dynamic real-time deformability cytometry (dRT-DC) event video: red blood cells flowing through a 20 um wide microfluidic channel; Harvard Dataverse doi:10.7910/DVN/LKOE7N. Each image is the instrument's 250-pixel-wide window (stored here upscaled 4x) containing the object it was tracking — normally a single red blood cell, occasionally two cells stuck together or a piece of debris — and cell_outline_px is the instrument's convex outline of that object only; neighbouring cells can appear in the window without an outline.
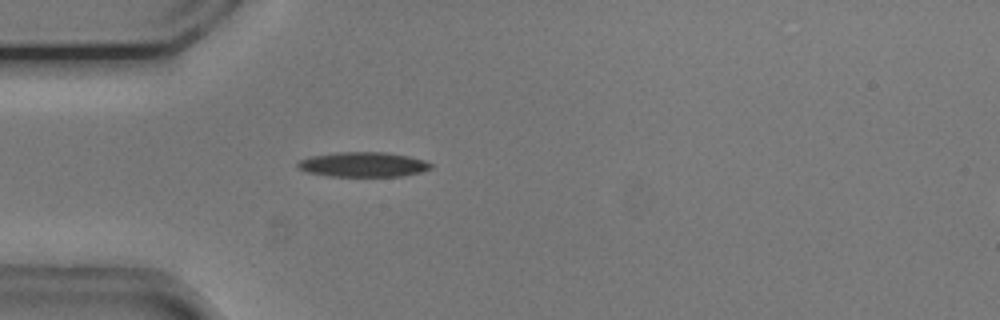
{"species": "common noctule bat (a hibernating species)", "species_latin": "Nyctalus noctula", "temperature_condition": "cold", "stored_images_in_passage": 52, "camera_frame_rate_fps": 3000, "um_per_image_px": 0.085, "animal": {"sex": "male", "body_mass_g": 20.5, "forearm_length_mm": 52.5}, "frame": {"image": 1, "passage_image": 14, "time_ms": 4.333, "image_size_px": [1000, 320], "cell_outline_px": [[432, 168], [420, 172], [400, 176], [328, 176], [304, 172], [296, 168], [296, 164], [300, 160], [312, 156], [336, 152], [388, 152], [408, 156], [424, 160], [432, 164]], "centroid_in_image_um": [30.82, 13.98], "position_along_channel_um": 54.2, "area_um2": 19.36}}
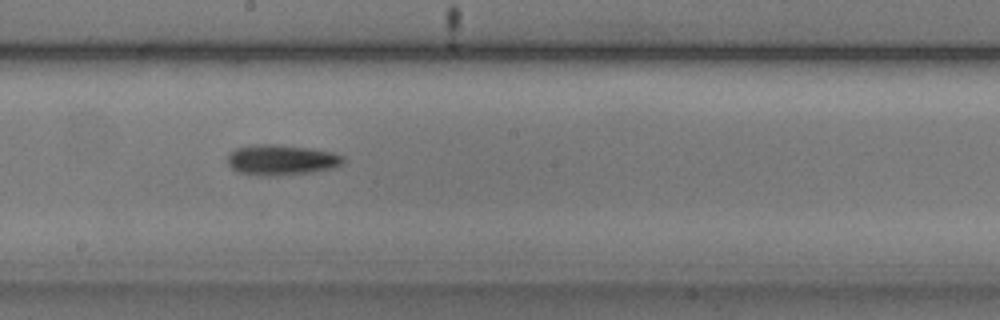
{"frame": {"image": 2, "passage_image": 28, "time_ms": 9.0, "image_size_px": [1000, 320], "cell_outline_px": [[344, 164], [336, 168], [312, 172], [276, 176], [256, 176], [236, 172], [228, 164], [228, 152], [236, 148], [252, 144], [276, 144], [312, 148], [332, 152], [344, 156]], "centroid_in_image_um": [23.92, 13.6], "position_along_channel_um": 224.3, "area_um2": 21.1}}
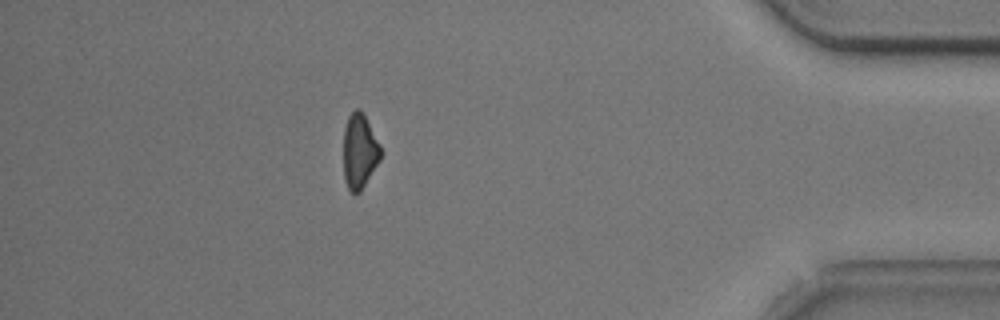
{"frame": {"image": 3, "passage_image": 46, "time_ms": 15.0, "image_size_px": [1000, 320], "cell_outline_px": [[384, 152], [380, 160], [360, 192], [356, 196], [348, 188], [344, 176], [344, 128], [348, 116], [356, 108], [360, 108], [364, 112]], "centroid_in_image_um": [30.59, 12.83], "position_along_channel_um": 404.6, "area_um2": 16.53}, "authors_computed_cell_mechanics": {"area_um2": 18.3515, "velocity_mm_per_s": 3.7698, "shape_relaxation_time_tau1_ms": 2.6274, "shape_relaxation_time_tau2_ms": null, "deformation_change_tau1": 0.0995, "deformation_change_tau2": null}}